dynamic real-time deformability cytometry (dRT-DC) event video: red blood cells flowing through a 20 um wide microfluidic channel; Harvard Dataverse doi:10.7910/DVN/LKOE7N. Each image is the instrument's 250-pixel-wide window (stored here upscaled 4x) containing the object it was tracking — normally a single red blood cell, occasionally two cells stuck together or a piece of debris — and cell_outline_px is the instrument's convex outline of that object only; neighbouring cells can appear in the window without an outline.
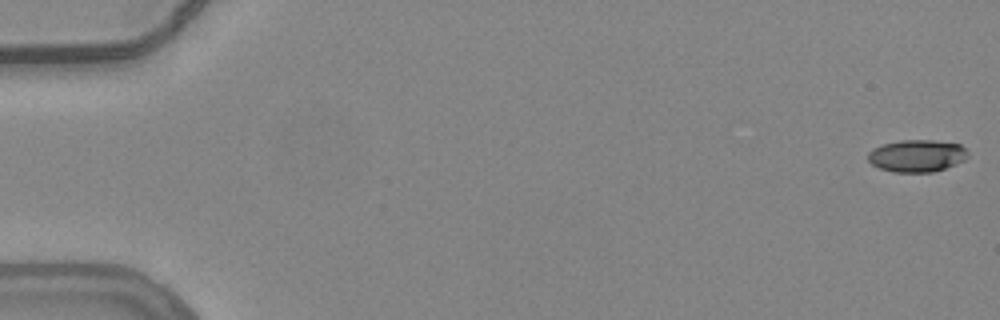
{"species": "common noctule bat (a hibernating species)", "species_latin": "Nyctalus noctula", "temperature_condition": "warm", "stored_images_in_passage": 14, "camera_frame_rate_fps": 3000, "um_per_image_px": 0.085, "animal": {"sex": "female", "body_mass_g": 24.6, "forearm_length_mm": 56.2}, "frame": {"image": 1, "passage_image": 1, "time_ms": 0.0, "image_size_px": [1000, 320], "cell_outline_px": [[968, 156], [964, 160], [956, 164], [932, 172], [892, 172], [880, 168], [872, 164], [868, 160], [868, 152], [872, 148], [880, 144], [900, 140], [932, 140], [960, 144], [968, 152]], "centroid_in_image_um": [77.91, 13.23], "position_along_channel_um": 7.1, "area_um2": 18.84}}